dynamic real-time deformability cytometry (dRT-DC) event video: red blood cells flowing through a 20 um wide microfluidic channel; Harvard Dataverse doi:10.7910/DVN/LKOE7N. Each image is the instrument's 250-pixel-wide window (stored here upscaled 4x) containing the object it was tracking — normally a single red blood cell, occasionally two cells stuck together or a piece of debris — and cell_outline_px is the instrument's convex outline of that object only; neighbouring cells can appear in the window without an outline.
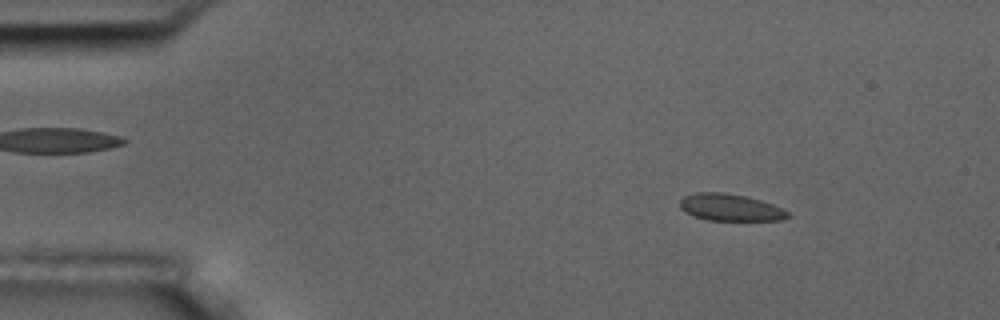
{"species": "common noctule bat (a hibernating species)", "species_latin": "Nyctalus noctula", "temperature_condition": "room temperature", "stored_images_in_passage": 54, "camera_frame_rate_fps": 3000, "um_per_image_px": 0.085, "animal": {"sex": "male", "body_mass_g": 17.5, "forearm_length_mm": 52.3}, "frame": {"image": 1, "passage_image": 7, "time_ms": 2.0, "image_size_px": [1000, 320], "cell_outline_px": [[792, 216], [784, 220], [708, 220], [696, 216], [680, 208], [680, 200], [684, 196], [696, 192], [724, 192], [744, 196], [760, 200], [772, 204], [788, 212]], "centroid_in_image_um": [62.09, 17.63], "position_along_channel_um": 22.9, "area_um2": 16.76}}
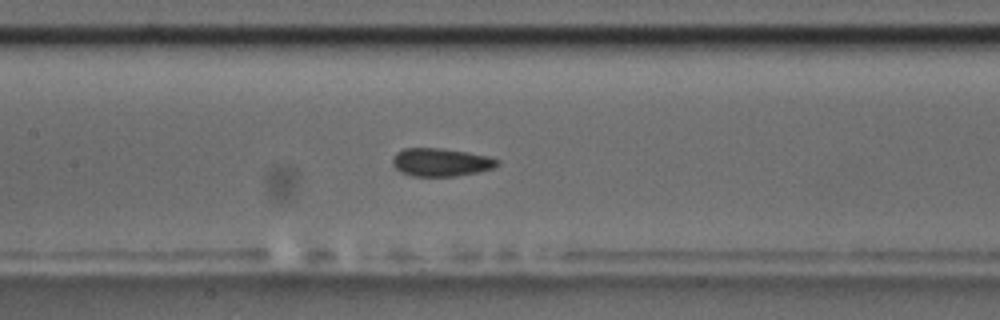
{"frame": {"image": 2, "passage_image": 25, "time_ms": 8.0, "image_size_px": [1000, 320], "cell_outline_px": [[500, 164], [492, 168], [480, 172], [456, 176], [412, 176], [400, 172], [392, 164], [392, 156], [396, 152], [404, 148], [444, 148], [468, 152], [488, 156], [500, 160]], "centroid_in_image_um": [37.47, 13.78], "position_along_channel_um": 169.9, "area_um2": 17.4}}
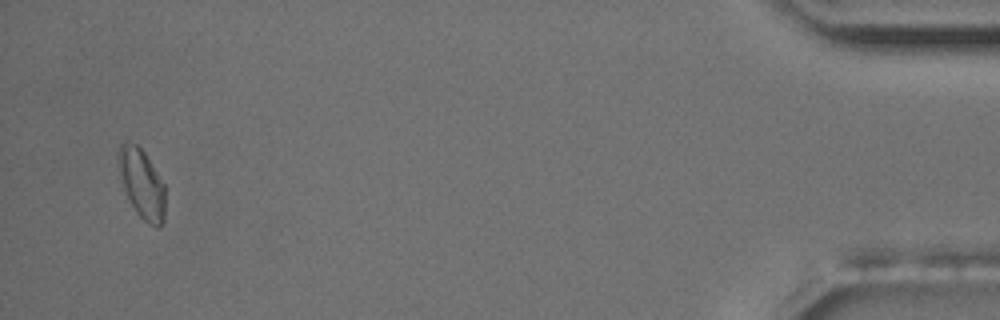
{"frame": {"image": 3, "passage_image": 52, "time_ms": 17.0, "image_size_px": [1000, 320], "cell_outline_px": [[164, 220], [160, 228], [156, 228], [148, 224], [136, 212], [124, 188], [116, 156], [120, 144], [124, 140], [136, 144], [144, 152], [164, 184]], "centroid_in_image_um": [12.05, 15.6], "position_along_channel_um": 423.2, "area_um2": 18.73}, "authors_computed_cell_mechanics": {"area_um2": 17.2244, "velocity_mm_per_s": 3.7256, "shape_relaxation_time_tau1_ms": null, "shape_relaxation_time_tau2_ms": 4.1383, "deformation_change_tau1": null, "deformation_change_tau2": 0.0432}}